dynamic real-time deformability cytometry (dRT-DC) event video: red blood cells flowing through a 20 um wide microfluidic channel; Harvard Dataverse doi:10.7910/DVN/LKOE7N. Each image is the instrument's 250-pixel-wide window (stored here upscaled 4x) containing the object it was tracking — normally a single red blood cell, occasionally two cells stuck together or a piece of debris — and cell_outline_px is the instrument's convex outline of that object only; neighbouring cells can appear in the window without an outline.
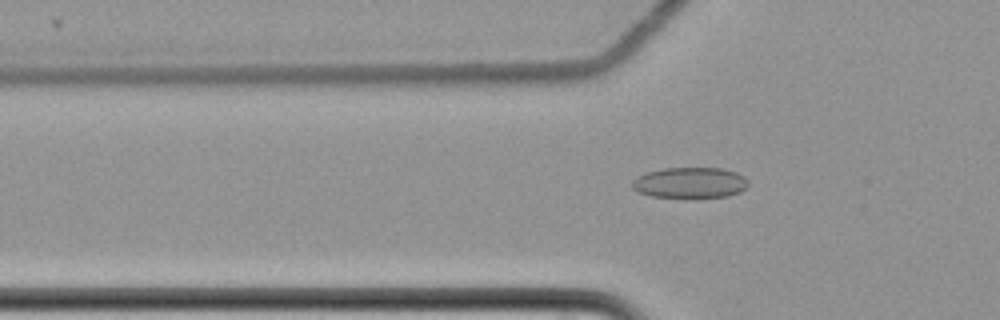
{"species": "common noctule bat (a hibernating species)", "species_latin": "Nyctalus noctula", "temperature_condition": "cold", "stored_images_in_passage": 61, "camera_frame_rate_fps": 3000, "um_per_image_px": 0.085, "animal": {"sex": "female", "body_mass_g": 22.7, "forearm_length_mm": 54.2}, "frame": {"image": 1, "passage_image": 22, "time_ms": 7.0, "image_size_px": [1000, 320], "cell_outline_px": [[748, 184], [740, 192], [728, 196], [652, 196], [636, 192], [632, 188], [632, 180], [636, 176], [648, 172], [664, 168], [724, 168], [736, 172], [744, 176], [748, 180]], "centroid_in_image_um": [58.64, 15.5], "position_along_channel_um": 67.2, "area_um2": 20.58}}
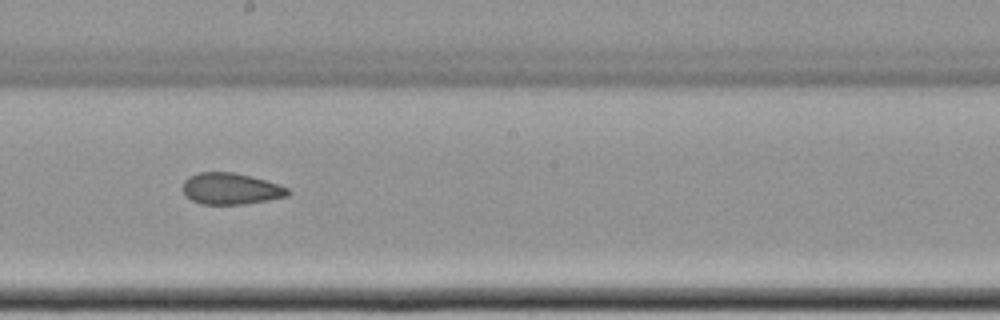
{"frame": {"image": 2, "passage_image": 36, "time_ms": 11.667, "image_size_px": [1000, 320], "cell_outline_px": [[292, 192], [288, 196], [268, 200], [244, 204], [200, 204], [184, 196], [180, 188], [184, 180], [188, 176], [196, 172], [232, 172], [252, 176], [288, 188]], "centroid_in_image_um": [19.55, 16.04], "position_along_channel_um": 228.6, "area_um2": 19.54}}
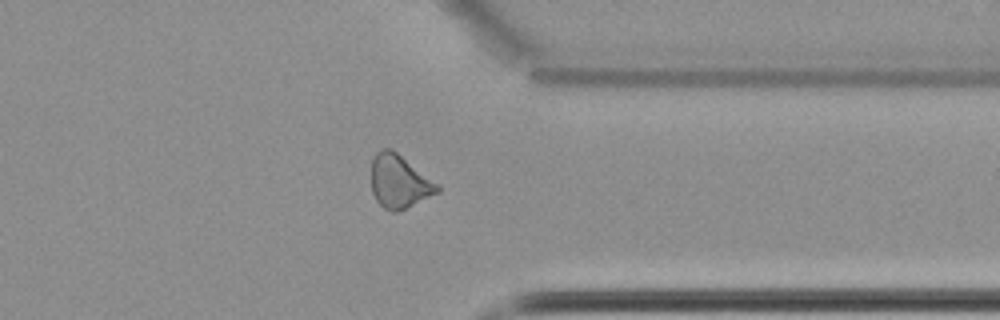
{"frame": {"image": 3, "passage_image": 49, "time_ms": 16.0, "image_size_px": [1000, 320], "cell_outline_px": [[440, 192], [396, 212], [392, 212], [384, 208], [376, 200], [372, 192], [372, 160], [376, 152], [384, 148], [392, 148], [440, 184]], "centroid_in_image_um": [33.96, 15.41], "position_along_channel_um": 377.4, "area_um2": 20.63}, "authors_computed_cell_mechanics": {"area_um2": 20.7502, "velocity_mm_per_s": 3.5107, "shape_relaxation_time_tau1_ms": null, "shape_relaxation_time_tau2_ms": 2.6928, "deformation_change_tau1": null, "deformation_change_tau2": 0.0883}}